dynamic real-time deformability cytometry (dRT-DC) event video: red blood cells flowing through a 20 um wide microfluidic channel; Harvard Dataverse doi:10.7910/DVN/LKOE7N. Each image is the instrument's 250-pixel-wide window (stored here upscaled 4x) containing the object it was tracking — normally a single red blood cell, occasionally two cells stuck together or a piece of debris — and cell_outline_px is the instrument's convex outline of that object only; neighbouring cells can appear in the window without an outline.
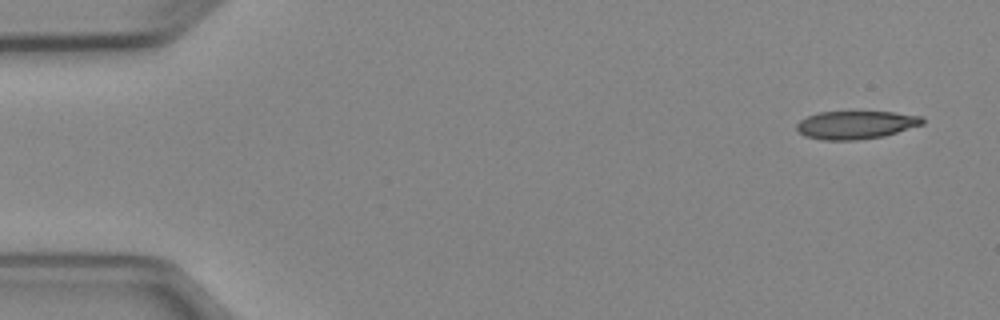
{"species": "Egyptian fruit bat (a non-hibernating species)", "species_latin": "Rousettus aegyptiacus", "temperature_condition": "cold", "stored_images_in_passage": 5, "segment_of_instrument_passage": [2, 2], "camera_frame_rate_fps": 3000, "um_per_image_px": 0.085, "animal": {"sex": "female"}, "frame": {"image": 1, "passage_image": 5, "time_ms": 5.667, "image_size_px": [1000, 320], "cell_outline_px": [[924, 124], [884, 136], [856, 140], [824, 140], [804, 136], [796, 128], [796, 124], [800, 120], [816, 112], [892, 112], [924, 116]], "centroid_in_image_um": [72.75, 10.61], "position_along_channel_um": 12.2, "area_um2": 20.63}}